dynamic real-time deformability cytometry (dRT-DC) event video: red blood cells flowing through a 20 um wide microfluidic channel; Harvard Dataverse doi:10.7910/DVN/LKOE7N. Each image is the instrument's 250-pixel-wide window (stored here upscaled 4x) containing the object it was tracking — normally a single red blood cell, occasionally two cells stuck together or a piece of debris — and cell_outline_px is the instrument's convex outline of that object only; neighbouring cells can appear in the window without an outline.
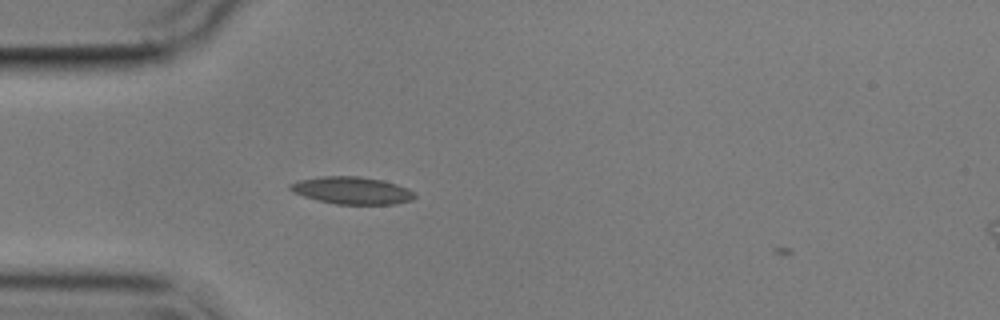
{"species": "common noctule bat (a hibernating species)", "species_latin": "Nyctalus noctula", "temperature_condition": "cold", "stored_images_in_passage": 1, "camera_frame_rate_fps": 3000, "um_per_image_px": 0.085, "animal": {"sex": "male", "body_mass_g": 17.9}, "frame": {"image": 1, "passage_image": 1, "time_ms": 0.0, "image_size_px": [1000, 320], "cell_outline_px": [[416, 196], [412, 200], [396, 204], [336, 204], [304, 196], [292, 192], [288, 188], [288, 184], [300, 180], [320, 176], [360, 176], [380, 180], [396, 184], [408, 188]], "centroid_in_image_um": [29.9, 16.18], "position_along_channel_um": 55.1, "area_um2": 19.71}}